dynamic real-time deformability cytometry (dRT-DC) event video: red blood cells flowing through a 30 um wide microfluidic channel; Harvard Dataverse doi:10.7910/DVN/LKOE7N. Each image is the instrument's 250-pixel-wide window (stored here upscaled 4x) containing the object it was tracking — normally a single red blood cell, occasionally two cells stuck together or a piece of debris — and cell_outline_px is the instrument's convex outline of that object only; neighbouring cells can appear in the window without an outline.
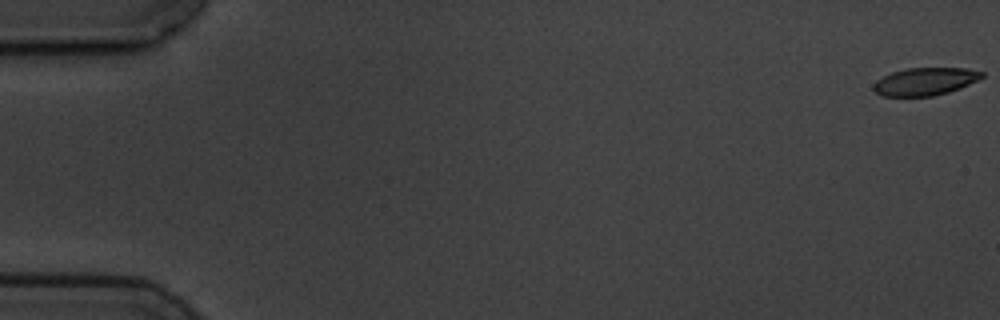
{"species": "common noctule bat (a hibernating species)", "species_latin": "Nyctalus noctula", "temperature_condition": "cold", "stored_images_in_passage": 6, "camera_frame_rate_fps": 3000, "um_per_image_px": 0.085, "animal": {"sex": "male", "body_mass_g": 19.5, "forearm_length_mm": 54.6}, "frame": {"image": 1, "passage_image": 1, "time_ms": 0.0, "image_size_px": [1000, 320], "cell_outline_px": [[984, 76], [960, 88], [948, 92], [932, 96], [880, 96], [872, 88], [872, 84], [876, 80], [892, 72], [908, 68], [968, 68], [984, 72]], "centroid_in_image_um": [78.6, 6.92], "position_along_channel_um": 6.4, "area_um2": 17.46}}
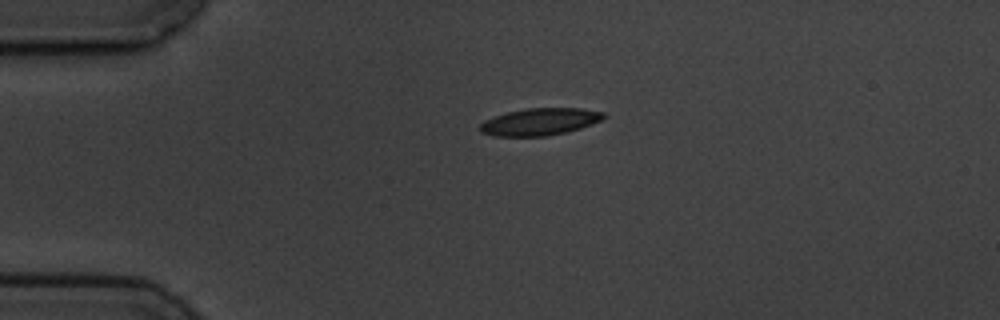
{"frame": {"image": 2, "passage_image": 5, "time_ms": 4.333, "image_size_px": [1000, 320], "cell_outline_px": [[608, 116], [592, 124], [580, 128], [564, 132], [544, 136], [492, 136], [480, 132], [480, 124], [484, 120], [508, 112], [524, 108], [580, 108], [604, 112]], "centroid_in_image_um": [45.88, 10.34], "position_along_channel_um": 39.1, "area_um2": 19.48}}